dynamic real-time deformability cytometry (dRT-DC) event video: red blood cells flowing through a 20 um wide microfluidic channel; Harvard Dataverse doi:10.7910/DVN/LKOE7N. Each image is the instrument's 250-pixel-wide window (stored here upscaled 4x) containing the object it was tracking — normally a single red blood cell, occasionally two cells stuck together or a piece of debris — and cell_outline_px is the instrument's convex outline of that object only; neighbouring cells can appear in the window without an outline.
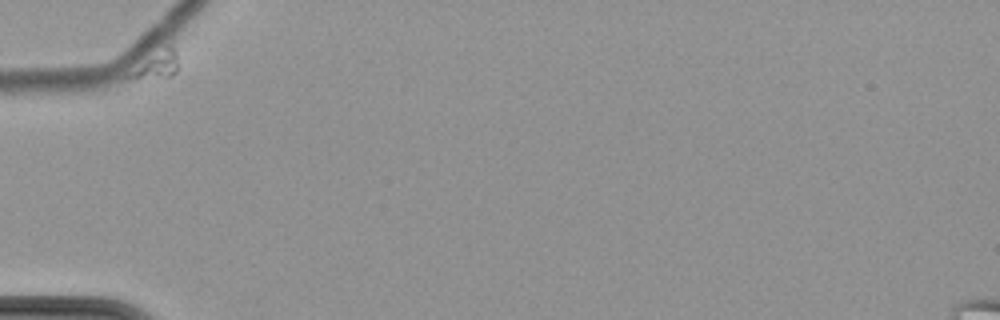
{"species": "common noctule bat (a hibernating species)", "species_latin": "Nyctalus noctula", "temperature_condition": "cold", "stored_images_in_passage": 4, "camera_frame_rate_fps": 3000, "um_per_image_px": 0.085, "animal": {"sex": "female", "body_mass_g": 22.7, "forearm_length_mm": 54.2}, "frame": {"image": 1, "passage_image": 1, "time_ms": 0.0, "image_size_px": [1000, 320], "cell_outline_px": [[176, 72], [172, 76], [124, 76], [144, 40], [156, 36], [172, 44], [176, 52]], "centroid_in_image_um": [13.08, 5.04], "position_along_channel_um": 71.9, "area_um2": 10.81}}